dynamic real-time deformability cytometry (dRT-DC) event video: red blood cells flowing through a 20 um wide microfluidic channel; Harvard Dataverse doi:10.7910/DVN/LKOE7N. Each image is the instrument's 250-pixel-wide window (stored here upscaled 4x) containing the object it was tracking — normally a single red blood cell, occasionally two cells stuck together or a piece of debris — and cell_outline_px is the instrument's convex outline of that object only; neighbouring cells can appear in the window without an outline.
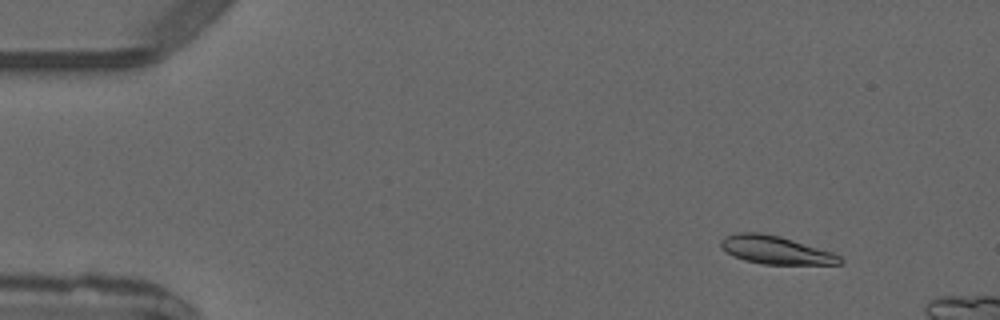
{"species": "common noctule bat (a hibernating species)", "species_latin": "Nyctalus noctula", "temperature_condition": "warm", "stored_images_in_passage": 3, "camera_frame_rate_fps": 3000, "um_per_image_px": 0.085, "animal": {"sex": "male", "forearm_length_mm": 52.5}, "frame": {"image": 1, "passage_image": 1, "time_ms": 0.0, "image_size_px": [1000, 320], "cell_outline_px": [[844, 260], [840, 264], [764, 264], [744, 260], [728, 252], [720, 244], [720, 240], [736, 232], [760, 232], [780, 236], [832, 252], [840, 256]], "centroid_in_image_um": [65.96, 21.24], "position_along_channel_um": 19.0, "area_um2": 19.19}}